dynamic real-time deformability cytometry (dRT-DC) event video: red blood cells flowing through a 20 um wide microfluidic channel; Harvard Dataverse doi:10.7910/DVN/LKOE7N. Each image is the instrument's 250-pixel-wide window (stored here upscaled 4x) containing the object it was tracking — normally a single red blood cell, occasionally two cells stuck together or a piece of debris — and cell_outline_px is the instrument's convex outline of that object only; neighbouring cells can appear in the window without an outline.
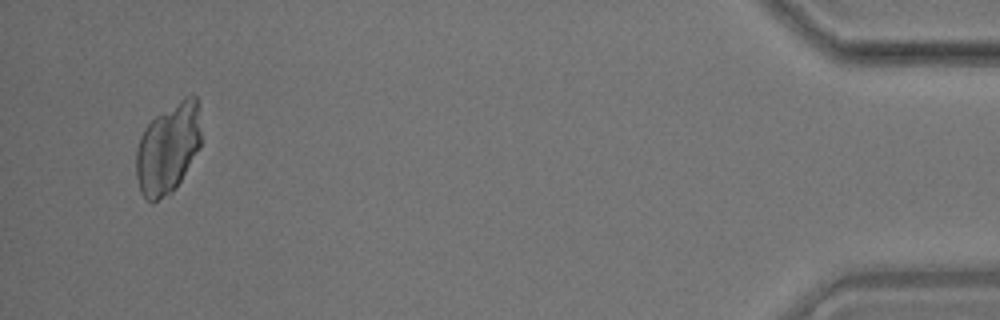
{"species": "common noctule bat (a hibernating species)", "species_latin": "Nyctalus noctula", "temperature_condition": "room temperature", "stored_images_in_passage": 55, "camera_frame_rate_fps": 3000, "um_per_image_px": 0.085, "animal": {"sex": "male", "body_mass_g": 17.9}, "frame": {"image": 1, "passage_image": 53, "time_ms": 17.333, "image_size_px": [1000, 320], "cell_outline_px": [[200, 148], [176, 188], [172, 192], [152, 204], [140, 192], [136, 176], [136, 148], [140, 136], [144, 128], [156, 116], [184, 96], [192, 92], [196, 96], [200, 132]], "centroid_in_image_um": [14.26, 12.63], "position_along_channel_um": 420.9, "area_um2": 34.33}}